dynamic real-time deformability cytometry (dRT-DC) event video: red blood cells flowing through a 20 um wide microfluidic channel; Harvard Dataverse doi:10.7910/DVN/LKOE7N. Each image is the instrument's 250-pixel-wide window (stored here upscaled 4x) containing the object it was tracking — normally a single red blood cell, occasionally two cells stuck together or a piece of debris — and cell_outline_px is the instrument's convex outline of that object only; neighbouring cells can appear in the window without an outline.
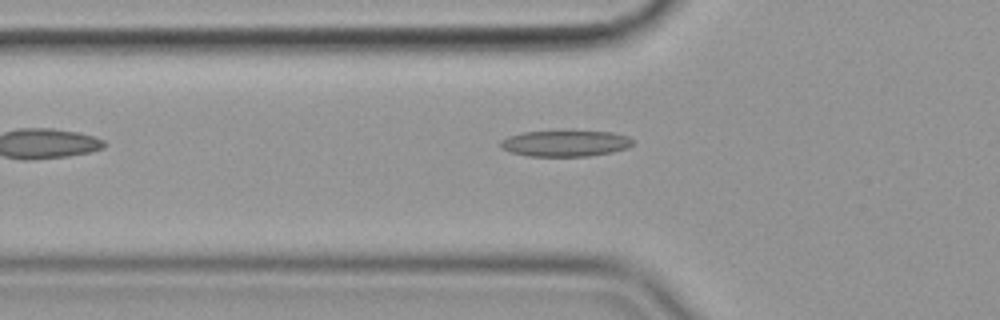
{"species": "common noctule bat (a hibernating species)", "species_latin": "Nyctalus noctula", "temperature_condition": "cold", "stored_images_in_passage": 39, "camera_frame_rate_fps": 3000, "um_per_image_px": 0.085, "animal": {"sex": "female", "body_mass_g": 19.9}, "frame": {"image": 1, "passage_image": 2, "time_ms": 0.333, "image_size_px": [1000, 320], "cell_outline_px": [[632, 144], [628, 148], [612, 152], [588, 156], [528, 156], [512, 152], [500, 148], [500, 140], [508, 136], [524, 132], [568, 128], [572, 128], [612, 132], [628, 136], [632, 140]], "centroid_in_image_um": [48.05, 12.13], "position_along_channel_um": 77.7, "area_um2": 21.15}}
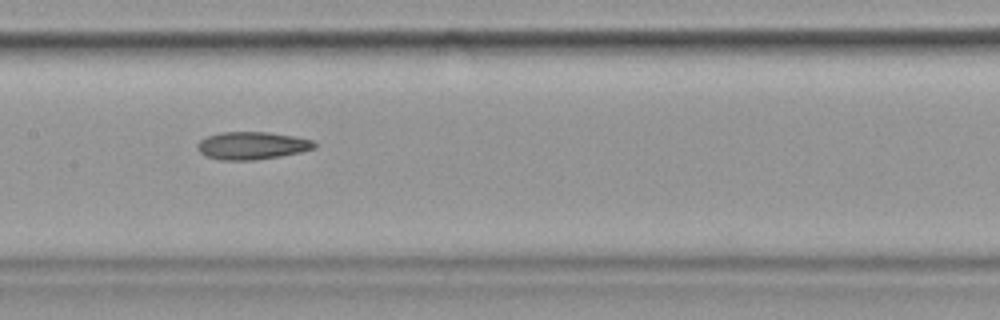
{"frame": {"image": 2, "passage_image": 11, "time_ms": 3.333, "image_size_px": [1000, 320], "cell_outline_px": [[316, 148], [300, 152], [280, 156], [252, 160], [220, 160], [208, 156], [200, 152], [196, 148], [196, 144], [204, 136], [220, 132], [268, 132], [292, 136], [312, 140], [316, 144]], "centroid_in_image_um": [21.38, 12.37], "position_along_channel_um": 186.0, "area_um2": 18.84}}
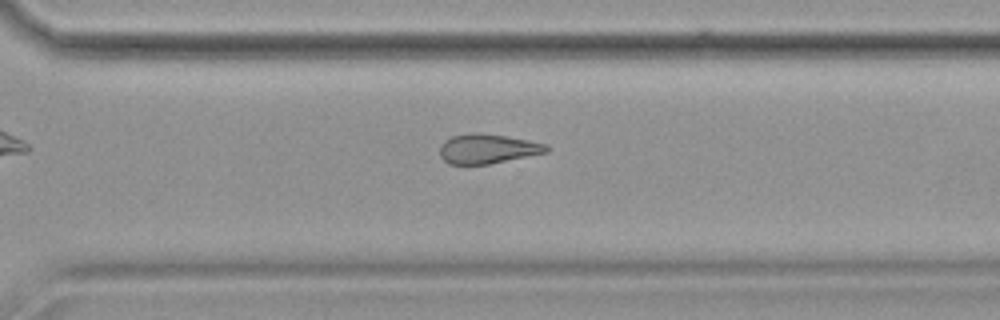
{"frame": {"image": 3, "passage_image": 23, "time_ms": 7.333, "image_size_px": [1000, 320], "cell_outline_px": [[548, 152], [488, 164], [448, 164], [440, 156], [440, 144], [444, 140], [452, 136], [472, 132], [476, 132], [504, 136], [528, 140], [548, 144]], "centroid_in_image_um": [41.41, 12.64], "position_along_channel_um": 329.2, "area_um2": 18.32}, "authors_computed_cell_mechanics": {"area_um2": 19.1318, "velocity_mm_per_s": 3.5935, "shape_relaxation_time_tau1_ms": null, "shape_relaxation_time_tau2_ms": 7.1467, "deformation_change_tau1": null, "deformation_change_tau2": 0.1919}}